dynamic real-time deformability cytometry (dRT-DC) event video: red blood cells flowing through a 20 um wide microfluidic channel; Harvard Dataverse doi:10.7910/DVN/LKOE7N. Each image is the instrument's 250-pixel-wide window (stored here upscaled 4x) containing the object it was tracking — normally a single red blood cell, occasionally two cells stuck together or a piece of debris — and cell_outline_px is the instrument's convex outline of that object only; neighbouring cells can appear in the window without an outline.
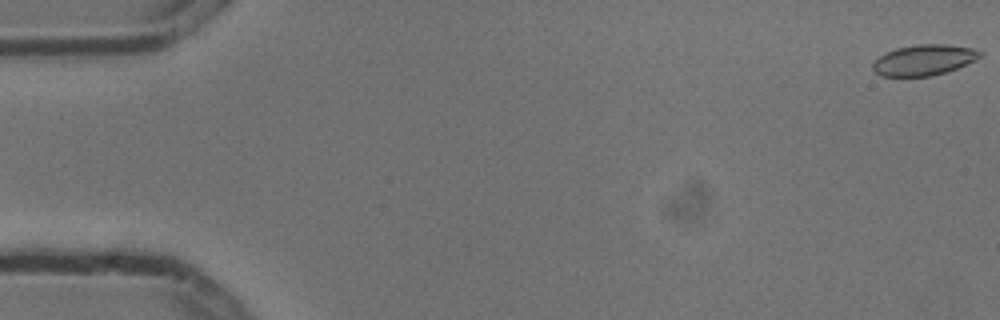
{"species": "common noctule bat (a hibernating species)", "species_latin": "Nyctalus noctula", "temperature_condition": "cold", "stored_images_in_passage": 11, "camera_frame_rate_fps": 3000, "um_per_image_px": 0.085, "animal": {"sex": "male", "body_mass_g": 13.3}, "frame": {"image": 1, "passage_image": 1, "time_ms": 0.0, "image_size_px": [1000, 320], "cell_outline_px": [[980, 56], [956, 68], [932, 76], [880, 76], [872, 68], [872, 64], [884, 52], [896, 48], [916, 44], [948, 44], [972, 48], [980, 52]], "centroid_in_image_um": [78.46, 5.09], "position_along_channel_um": 6.5, "area_um2": 18.9}}
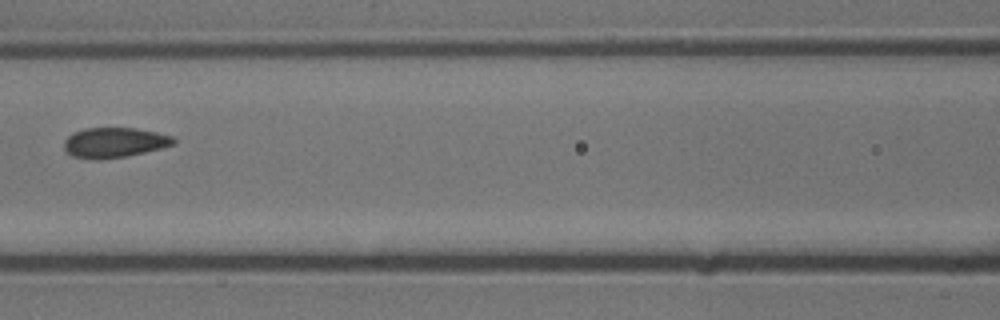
{"frame": {"image": 2, "passage_image": 7, "time_ms": 2.0, "image_size_px": [1000, 320], "cell_outline_px": [[176, 144], [128, 156], [100, 160], [96, 160], [72, 156], [64, 152], [64, 140], [72, 132], [84, 128], [136, 128], [156, 132], [172, 136], [176, 140]], "centroid_in_image_um": [9.68, 12.12], "position_along_channel_um": 156.9, "area_um2": 19.42}}
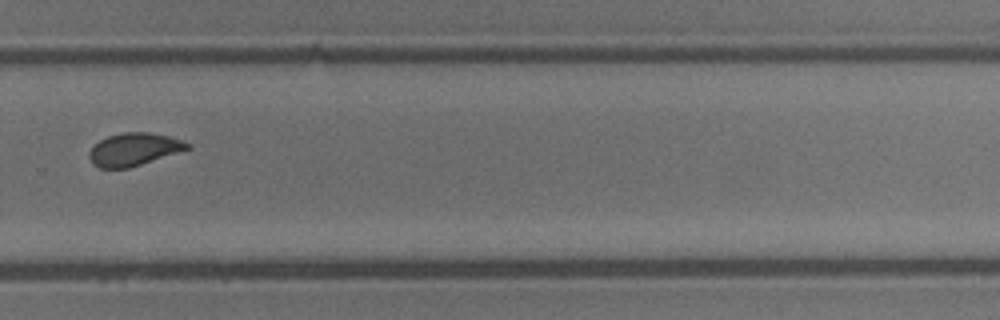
{"frame": {"image": 3, "passage_image": 11, "time_ms": 3.333, "image_size_px": [1000, 320], "cell_outline_px": [[192, 148], [128, 168], [100, 168], [92, 164], [88, 156], [88, 152], [100, 140], [108, 136], [124, 132], [148, 132], [168, 136], [192, 144]], "centroid_in_image_um": [11.38, 12.7], "position_along_channel_um": 318.4, "area_um2": 18.61}}